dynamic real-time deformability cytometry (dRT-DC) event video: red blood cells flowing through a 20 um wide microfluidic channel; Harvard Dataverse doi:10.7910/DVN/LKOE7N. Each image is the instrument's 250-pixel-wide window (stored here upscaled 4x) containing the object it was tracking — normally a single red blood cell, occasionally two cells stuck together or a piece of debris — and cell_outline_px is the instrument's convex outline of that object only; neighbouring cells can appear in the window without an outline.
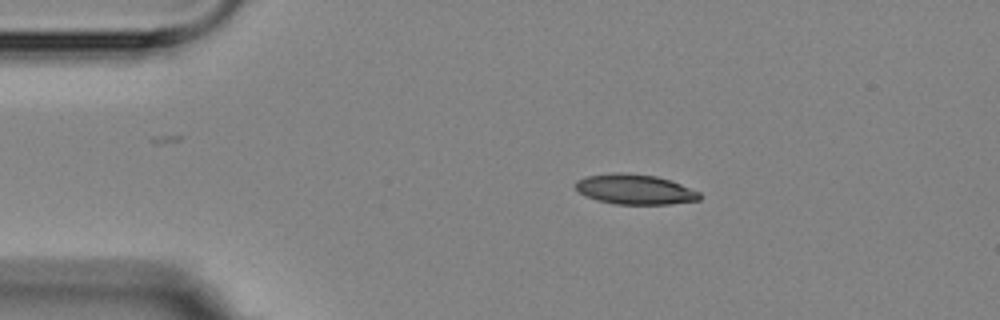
{"species": "Egyptian fruit bat (a non-hibernating species)", "species_latin": "Rousettus aegyptiacus", "temperature_condition": "room temperature", "stored_images_in_passage": 4, "camera_frame_rate_fps": 3000, "um_per_image_px": 0.085, "animal": {"sex": "female"}, "frame": {"image": 1, "passage_image": 1, "time_ms": 0.0, "image_size_px": [1000, 320], "cell_outline_px": [[700, 200], [668, 204], [616, 204], [596, 200], [580, 192], [576, 188], [576, 180], [588, 176], [612, 172], [620, 172], [656, 176], [672, 180], [700, 192]], "centroid_in_image_um": [53.99, 16.09], "position_along_channel_um": 31.0, "area_um2": 21.68}}
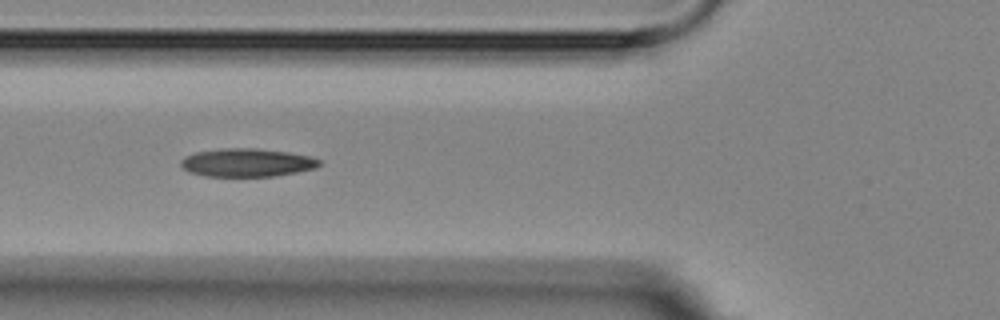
{"frame": {"image": 2, "passage_image": 3, "time_ms": 3.333, "image_size_px": [1000, 320], "cell_outline_px": [[320, 164], [316, 168], [276, 176], [204, 176], [188, 172], [180, 164], [180, 160], [184, 156], [196, 152], [220, 148], [256, 148], [288, 152], [308, 156], [320, 160]], "centroid_in_image_um": [20.95, 13.82], "position_along_channel_um": 104.8, "area_um2": 22.83}}
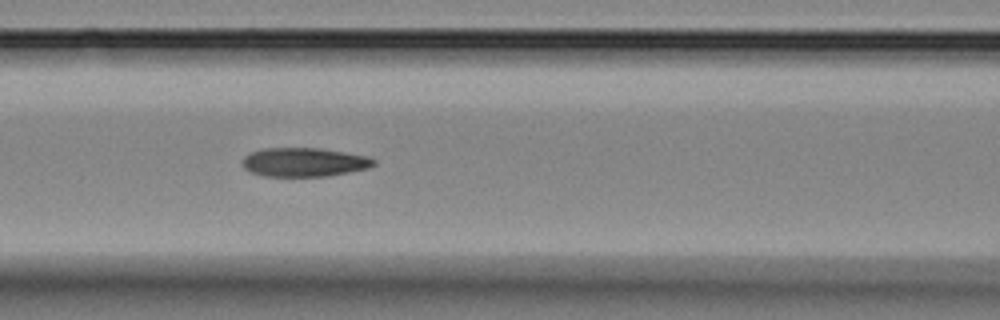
{"frame": {"image": 3, "passage_image": 4, "time_ms": 4.333, "image_size_px": [1000, 320], "cell_outline_px": [[376, 164], [368, 168], [328, 176], [264, 176], [252, 172], [244, 168], [240, 164], [240, 160], [244, 156], [260, 148], [320, 148], [368, 156], [376, 160]], "centroid_in_image_um": [25.82, 13.78], "position_along_channel_um": 140.8, "area_um2": 22.25}}